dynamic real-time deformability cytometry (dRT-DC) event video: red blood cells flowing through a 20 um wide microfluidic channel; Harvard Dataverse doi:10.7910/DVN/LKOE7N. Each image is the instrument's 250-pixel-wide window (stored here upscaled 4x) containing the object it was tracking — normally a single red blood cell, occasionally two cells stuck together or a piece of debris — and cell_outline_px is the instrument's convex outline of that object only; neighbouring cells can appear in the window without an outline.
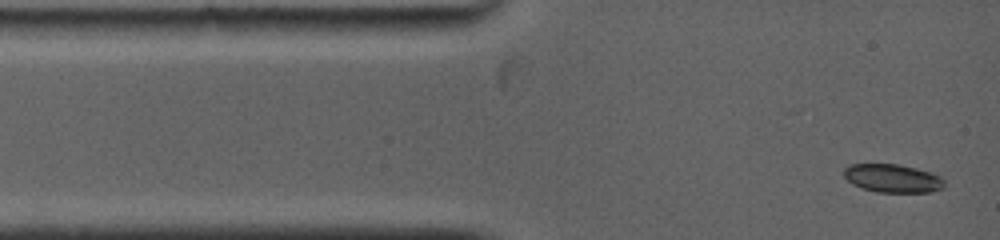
{"species": "common noctule bat (a hibernating species)", "species_latin": "Nyctalus noctula", "temperature_condition": "warm", "stored_images_in_passage": 12, "camera_frame_rate_fps": 5000, "um_per_image_px": 0.085, "animal": {"sex": "female", "body_mass_g": 19.0, "forearm_length_mm": 53.3}, "frame": {"image": 1, "passage_image": 1, "time_ms": 0.0, "image_size_px": [1000, 240], "cell_outline_px": [[944, 188], [932, 192], [876, 192], [852, 184], [844, 176], [844, 168], [848, 164], [896, 164], [916, 168], [932, 172], [940, 176], [944, 180]], "centroid_in_image_um": [75.89, 15.15], "position_along_channel_um": 9.1, "area_um2": 16.65}}
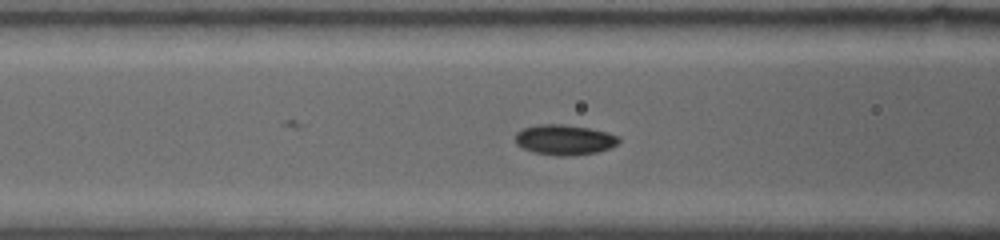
{"frame": {"image": 2, "passage_image": 9, "time_ms": 3.8, "image_size_px": [1000, 240], "cell_outline_px": [[620, 140], [616, 144], [608, 148], [596, 152], [568, 156], [556, 156], [536, 152], [524, 148], [516, 144], [516, 132], [520, 128], [540, 124], [564, 124], [588, 128], [608, 132], [620, 136]], "centroid_in_image_um": [47.97, 11.86], "position_along_channel_um": 118.6, "area_um2": 18.21}}
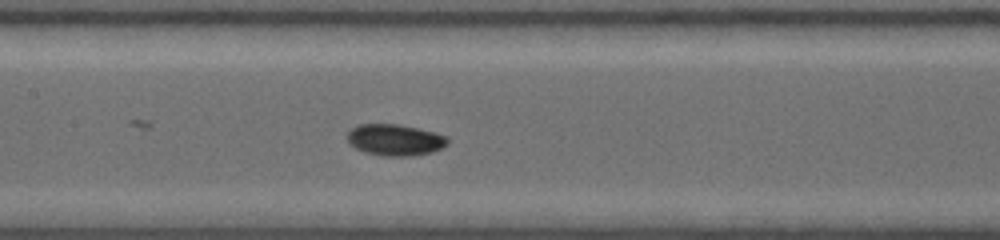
{"frame": {"image": 3, "passage_image": 12, "time_ms": 5.2, "image_size_px": [1000, 240], "cell_outline_px": [[448, 144], [432, 152], [408, 156], [384, 156], [364, 152], [348, 144], [348, 132], [352, 128], [360, 124], [400, 124], [436, 132], [448, 136]], "centroid_in_image_um": [33.58, 11.88], "position_along_channel_um": 173.8, "area_um2": 18.44}}